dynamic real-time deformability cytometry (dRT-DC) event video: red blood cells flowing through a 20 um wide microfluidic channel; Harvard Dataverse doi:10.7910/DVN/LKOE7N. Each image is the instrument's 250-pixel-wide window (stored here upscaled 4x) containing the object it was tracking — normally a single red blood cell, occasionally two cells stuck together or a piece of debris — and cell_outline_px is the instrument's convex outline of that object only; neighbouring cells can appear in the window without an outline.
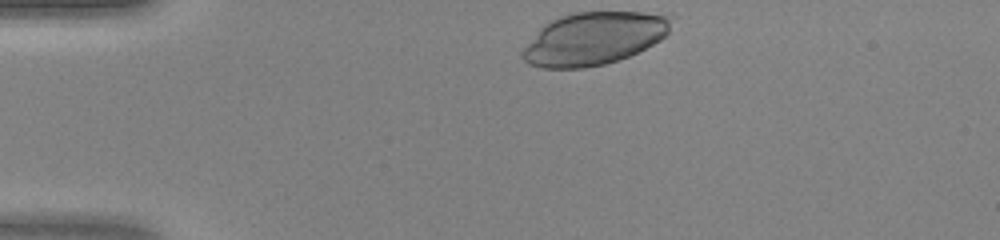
{"species": "human", "species_latin": "Homo sapiens", "temperature_condition": "warm", "stored_images_in_passage": 30, "camera_frame_rate_fps": 3000, "um_per_image_px": 0.085, "donor": {"sex": "female"}, "frame": {"image": 1, "passage_image": 1, "time_ms": 0.0, "image_size_px": [1000, 240], "cell_outline_px": [[668, 32], [660, 40], [620, 60], [604, 64], [584, 68], [544, 68], [528, 64], [520, 56], [520, 52], [540, 28], [548, 20], [560, 16], [576, 12], [644, 12], [668, 16]], "centroid_in_image_um": [50.39, 3.28], "position_along_channel_um": 34.6, "area_um2": 45.32}}
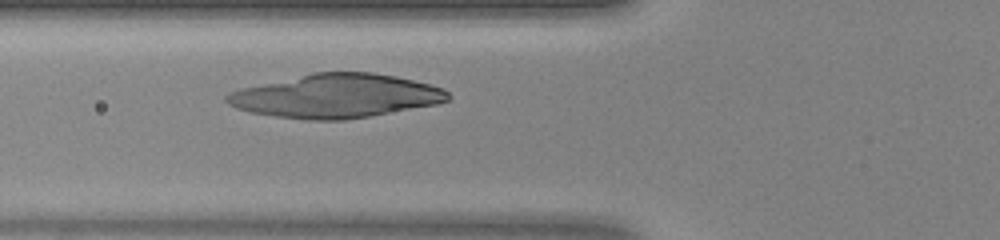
{"frame": {"image": 2, "passage_image": 9, "time_ms": 2.667, "image_size_px": [1000, 240], "cell_outline_px": [[452, 96], [448, 100], [436, 104], [368, 116], [344, 120], [308, 120], [276, 116], [252, 112], [236, 108], [228, 104], [224, 100], [224, 96], [228, 92], [244, 88], [312, 72], [372, 72], [396, 76], [444, 88]], "centroid_in_image_um": [28.56, 8.15], "position_along_channel_um": 97.2, "area_um2": 56.01}}
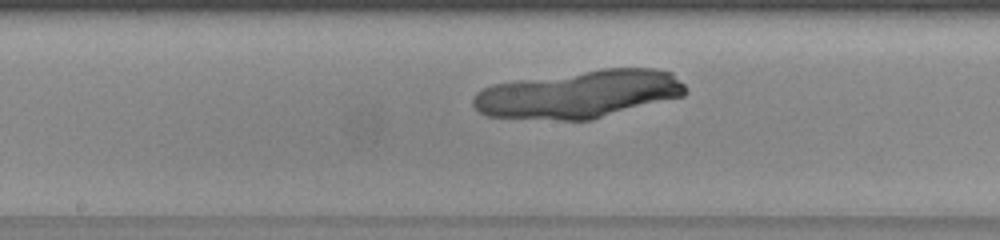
{"frame": {"image": 3, "passage_image": 16, "time_ms": 5.0, "image_size_px": [1000, 240], "cell_outline_px": [[688, 92], [684, 96], [592, 120], [560, 120], [488, 116], [480, 112], [472, 104], [472, 100], [476, 92], [492, 84], [516, 80], [600, 68], [652, 68], [672, 72], [688, 88]], "centroid_in_image_um": [49.26, 8.0], "position_along_channel_um": 198.9, "area_um2": 59.48}}